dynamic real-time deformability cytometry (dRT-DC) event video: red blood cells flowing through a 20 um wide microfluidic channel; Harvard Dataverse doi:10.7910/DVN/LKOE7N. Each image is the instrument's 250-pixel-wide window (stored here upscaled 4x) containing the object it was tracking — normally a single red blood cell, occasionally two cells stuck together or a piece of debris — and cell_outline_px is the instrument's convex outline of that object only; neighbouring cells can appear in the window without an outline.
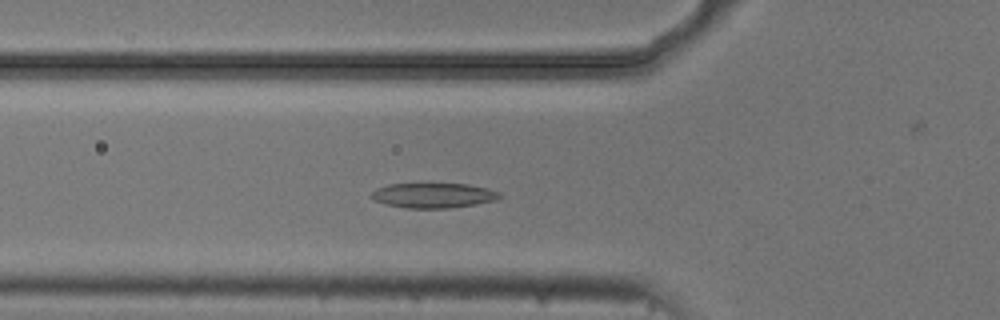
{"species": "common noctule bat (a hibernating species)", "species_latin": "Nyctalus noctula", "temperature_condition": "cold", "stored_images_in_passage": 54, "camera_frame_rate_fps": 3000, "um_per_image_px": 0.085, "animal": {"sex": "male", "body_mass_g": 20.5, "forearm_length_mm": 52.5}, "frame": {"image": 1, "passage_image": 18, "time_ms": 5.667, "image_size_px": [1000, 320], "cell_outline_px": [[504, 196], [496, 200], [476, 204], [448, 208], [408, 208], [388, 204], [376, 200], [368, 196], [376, 188], [388, 184], [420, 180], [468, 184], [488, 188], [500, 192]], "centroid_in_image_um": [36.84, 16.54], "position_along_channel_um": 89.0, "area_um2": 19.77}}
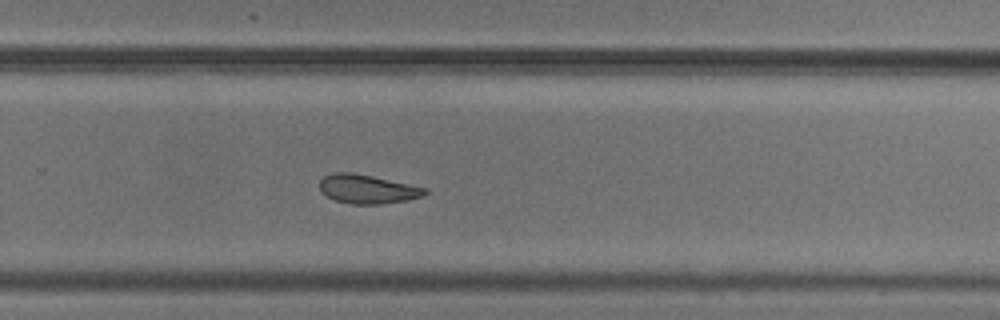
{"frame": {"image": 2, "passage_image": 35, "time_ms": 11.333, "image_size_px": [1000, 320], "cell_outline_px": [[428, 192], [424, 196], [408, 200], [380, 204], [352, 204], [336, 200], [320, 192], [320, 180], [324, 176], [332, 172], [352, 172], [372, 176], [428, 188]], "centroid_in_image_um": [31.24, 16.07], "position_along_channel_um": 298.6, "area_um2": 17.8}}
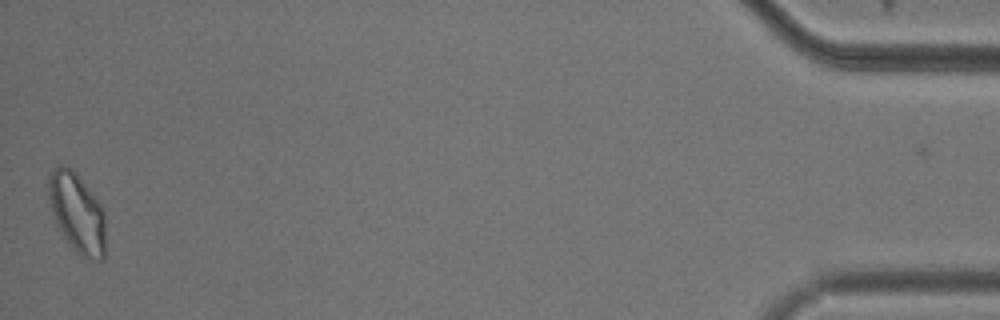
{"frame": {"image": 3, "passage_image": 53, "time_ms": 17.333, "image_size_px": [1000, 320], "cell_outline_px": [[104, 260], [92, 260], [80, 256], [76, 252], [64, 236], [56, 224], [48, 200], [48, 176], [60, 164], [64, 164], [72, 168], [76, 172], [100, 204], [104, 212]], "centroid_in_image_um": [6.53, 18.08], "position_along_channel_um": 428.7, "area_um2": 26.36}, "authors_computed_cell_mechanics": {"area_um2": 19.7387, "velocity_mm_per_s": 3.6989, "shape_relaxation_time_tau1_ms": null, "shape_relaxation_time_tau2_ms": 5.4291, "deformation_change_tau1": null, "deformation_change_tau2": 0.1187}}